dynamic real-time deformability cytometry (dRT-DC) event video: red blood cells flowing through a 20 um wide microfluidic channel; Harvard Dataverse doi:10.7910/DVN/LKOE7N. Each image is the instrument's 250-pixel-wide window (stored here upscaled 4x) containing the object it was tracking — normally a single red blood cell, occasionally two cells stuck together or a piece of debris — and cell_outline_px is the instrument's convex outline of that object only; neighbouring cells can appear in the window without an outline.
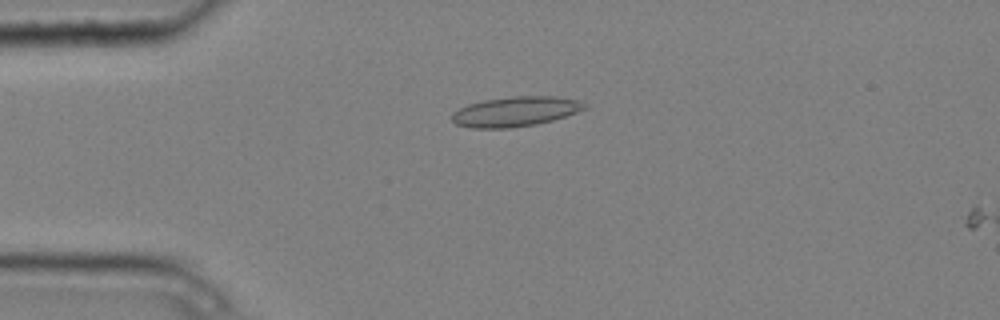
{"species": "common noctule bat (a hibernating species)", "species_latin": "Nyctalus noctula", "temperature_condition": "cold", "stored_images_in_passage": 5, "segment_of_instrument_passage": [1, 2], "camera_frame_rate_fps": 3000, "um_per_image_px": 0.085, "animal": {"sex": "male", "body_mass_g": 20.4}, "frame": {"image": 1, "passage_image": 4, "time_ms": 1.0, "image_size_px": [1000, 320], "cell_outline_px": [[588, 108], [552, 120], [536, 124], [508, 128], [472, 128], [456, 124], [452, 120], [452, 112], [468, 104], [484, 100], [512, 96], [556, 96], [576, 100], [588, 104]], "centroid_in_image_um": [43.81, 9.47], "position_along_channel_um": 41.2, "area_um2": 23.0}}